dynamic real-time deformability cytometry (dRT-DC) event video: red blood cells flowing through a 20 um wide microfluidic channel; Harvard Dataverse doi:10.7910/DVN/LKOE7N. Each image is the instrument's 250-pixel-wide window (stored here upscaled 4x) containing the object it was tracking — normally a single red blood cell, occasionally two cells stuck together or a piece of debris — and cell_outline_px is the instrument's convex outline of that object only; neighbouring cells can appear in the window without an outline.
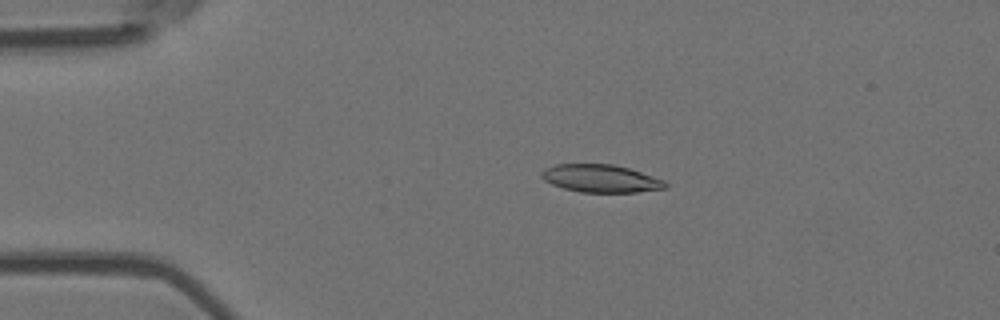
{"species": "Egyptian fruit bat (a non-hibernating species)", "species_latin": "Rousettus aegyptiacus", "temperature_condition": "room temperature", "stored_images_in_passage": 7, "camera_frame_rate_fps": 3000, "um_per_image_px": 0.085, "animal": {"sex": "female"}, "frame": {"image": 1, "passage_image": 4, "time_ms": 1.0, "image_size_px": [1000, 320], "cell_outline_px": [[668, 188], [636, 192], [580, 192], [564, 188], [552, 184], [544, 180], [540, 176], [540, 172], [544, 168], [556, 164], [612, 164], [628, 168], [664, 180], [668, 184]], "centroid_in_image_um": [51.04, 15.17], "position_along_channel_um": 34.0, "area_um2": 20.0}}
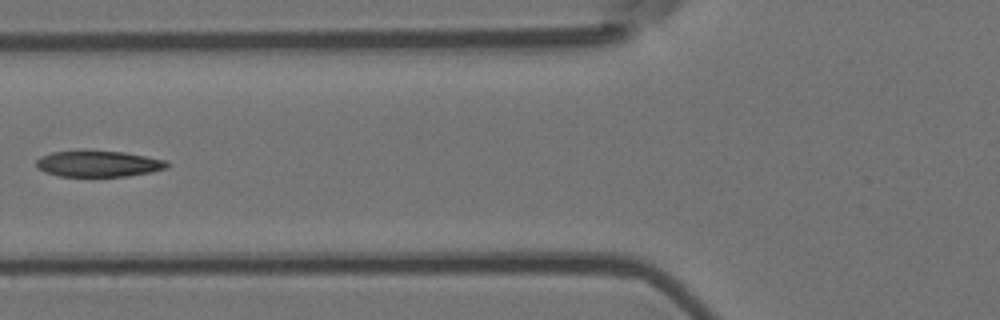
{"frame": {"image": 2, "passage_image": 6, "time_ms": 1.667, "image_size_px": [1000, 320], "cell_outline_px": [[168, 168], [152, 172], [128, 176], [60, 176], [44, 172], [36, 168], [36, 160], [40, 156], [52, 152], [76, 148], [80, 148], [124, 152], [164, 160], [168, 164]], "centroid_in_image_um": [8.28, 13.88], "position_along_channel_um": 117.5, "area_um2": 20.58}}
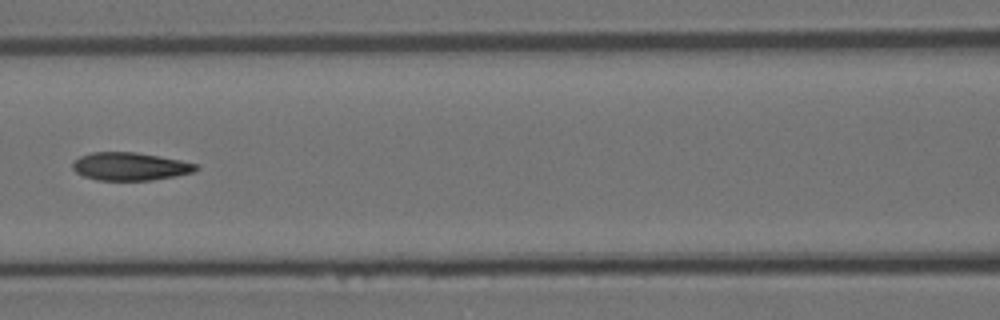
{"frame": {"image": 3, "passage_image": 7, "time_ms": 2.0, "image_size_px": [1000, 320], "cell_outline_px": [[200, 168], [196, 172], [176, 176], [152, 180], [96, 180], [84, 176], [76, 172], [72, 168], [72, 160], [80, 156], [92, 152], [136, 152], [180, 160], [196, 164]], "centroid_in_image_um": [11.05, 14.15], "position_along_channel_um": 155.5, "area_um2": 20.23}}